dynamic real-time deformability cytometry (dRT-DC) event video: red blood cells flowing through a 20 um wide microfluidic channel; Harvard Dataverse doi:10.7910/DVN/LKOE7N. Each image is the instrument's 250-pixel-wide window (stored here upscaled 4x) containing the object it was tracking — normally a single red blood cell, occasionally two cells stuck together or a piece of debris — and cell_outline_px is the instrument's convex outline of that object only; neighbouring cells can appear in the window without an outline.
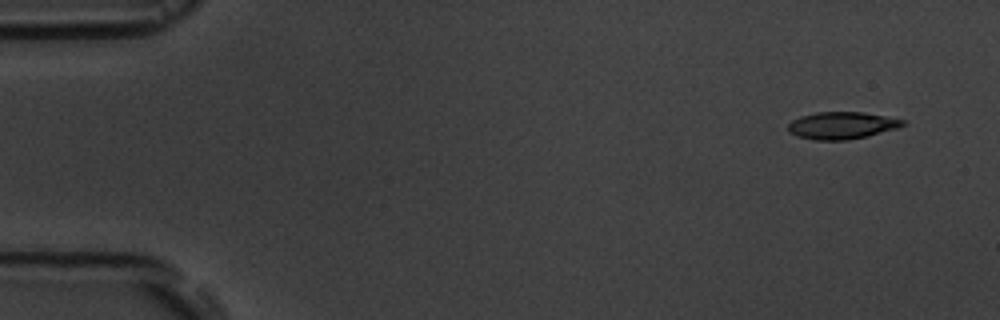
{"species": "common noctule bat (a hibernating species)", "species_latin": "Nyctalus noctula", "temperature_condition": "room temperature", "stored_images_in_passage": 6, "camera_frame_rate_fps": 3000, "um_per_image_px": 0.085, "animal": {"sex": "male", "body_mass_g": 19.5, "forearm_length_mm": 54.6}, "frame": {"image": 1, "passage_image": 1, "time_ms": 0.0, "image_size_px": [1000, 320], "cell_outline_px": [[908, 124], [896, 128], [868, 136], [848, 140], [816, 140], [796, 136], [788, 132], [788, 124], [792, 120], [800, 116], [816, 112], [864, 112], [904, 120]], "centroid_in_image_um": [71.53, 10.66], "position_along_channel_um": 13.5, "area_um2": 18.21}}
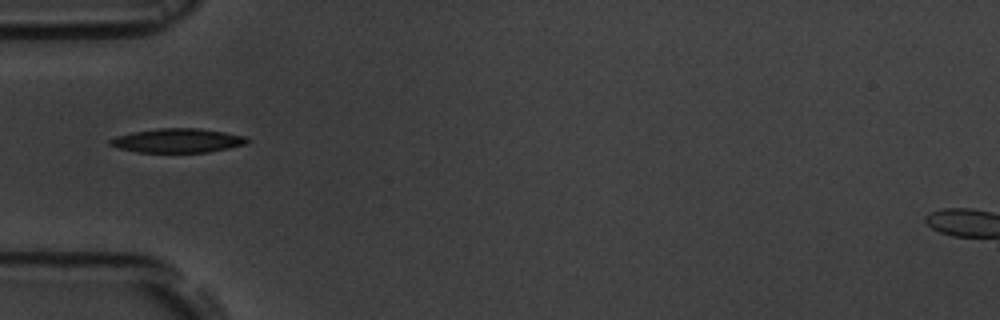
{"frame": {"image": 2, "passage_image": 5, "time_ms": 4.667, "image_size_px": [1000, 320], "cell_outline_px": [[252, 140], [244, 144], [228, 148], [208, 152], [136, 152], [120, 148], [108, 144], [108, 140], [116, 136], [132, 132], [160, 128], [200, 128], [224, 132], [244, 136]], "centroid_in_image_um": [15.08, 11.94], "position_along_channel_um": 69.9, "area_um2": 19.19}}
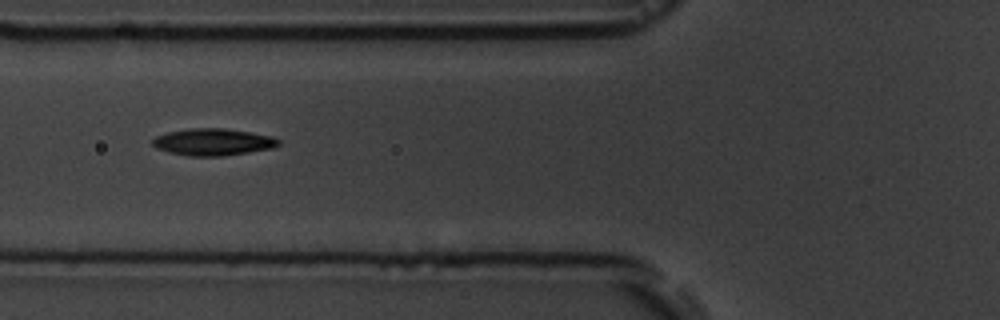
{"frame": {"image": 3, "passage_image": 6, "time_ms": 5.667, "image_size_px": [1000, 320], "cell_outline_px": [[280, 144], [272, 148], [224, 156], [188, 156], [168, 152], [156, 148], [152, 144], [152, 140], [156, 136], [168, 132], [192, 128], [224, 128], [272, 136], [280, 140]], "centroid_in_image_um": [18.09, 12.07], "position_along_channel_um": 107.7, "area_um2": 19.71}}